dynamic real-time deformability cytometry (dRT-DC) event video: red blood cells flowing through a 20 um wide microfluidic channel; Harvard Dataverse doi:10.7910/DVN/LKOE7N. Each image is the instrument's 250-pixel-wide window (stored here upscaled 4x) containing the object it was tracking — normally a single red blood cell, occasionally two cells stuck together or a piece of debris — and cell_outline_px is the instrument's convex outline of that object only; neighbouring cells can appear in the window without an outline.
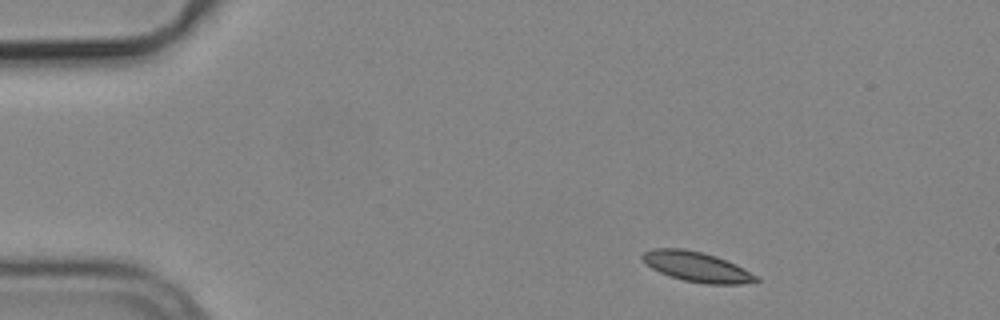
{"species": "common noctule bat (a hibernating species)", "species_latin": "Nyctalus noctula", "temperature_condition": "cold", "stored_images_in_passage": 3, "camera_frame_rate_fps": 3000, "um_per_image_px": 0.085, "animal": {"sex": "male", "body_mass_g": 19.2, "forearm_length_mm": 51.8}, "frame": {"image": 1, "passage_image": 1, "time_ms": 0.0, "image_size_px": [1000, 320], "cell_outline_px": [[760, 280], [740, 284], [704, 284], [684, 280], [660, 272], [644, 264], [640, 256], [644, 252], [652, 248], [684, 248], [716, 256], [736, 264], [744, 268], [756, 276]], "centroid_in_image_um": [59.18, 22.66], "position_along_channel_um": 25.8, "area_um2": 19.77}}